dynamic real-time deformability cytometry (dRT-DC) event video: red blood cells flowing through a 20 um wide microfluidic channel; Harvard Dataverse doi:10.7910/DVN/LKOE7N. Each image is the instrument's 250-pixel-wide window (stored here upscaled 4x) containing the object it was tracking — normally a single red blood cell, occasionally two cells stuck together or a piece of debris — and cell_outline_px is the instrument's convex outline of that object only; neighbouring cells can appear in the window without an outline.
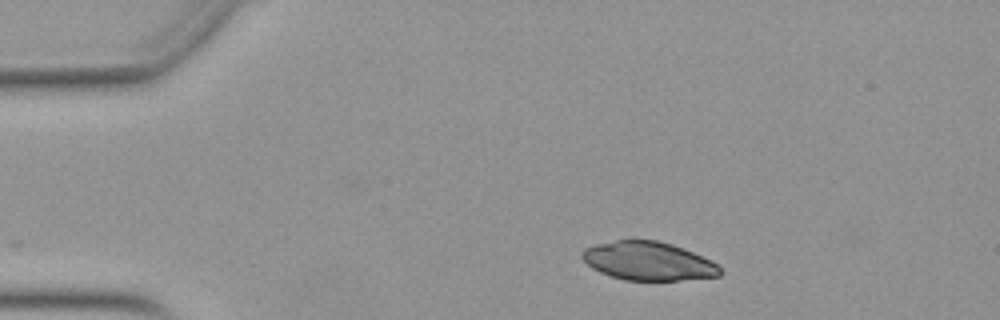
{"species": "Egyptian fruit bat (a non-hibernating species)", "species_latin": "Rousettus aegyptiacus", "temperature_condition": "warm", "stored_images_in_passage": 7, "camera_frame_rate_fps": 3000, "um_per_image_px": 0.085, "animal": {"sex": "female"}, "frame": {"image": 1, "passage_image": 1, "time_ms": 0.0, "image_size_px": [1000, 320], "cell_outline_px": [[724, 272], [720, 276], [676, 280], [624, 280], [600, 272], [592, 268], [580, 256], [580, 252], [584, 248], [596, 244], [616, 240], [656, 240], [672, 244], [712, 260]], "centroid_in_image_um": [55.09, 22.19], "position_along_channel_um": 29.9, "area_um2": 30.92}}